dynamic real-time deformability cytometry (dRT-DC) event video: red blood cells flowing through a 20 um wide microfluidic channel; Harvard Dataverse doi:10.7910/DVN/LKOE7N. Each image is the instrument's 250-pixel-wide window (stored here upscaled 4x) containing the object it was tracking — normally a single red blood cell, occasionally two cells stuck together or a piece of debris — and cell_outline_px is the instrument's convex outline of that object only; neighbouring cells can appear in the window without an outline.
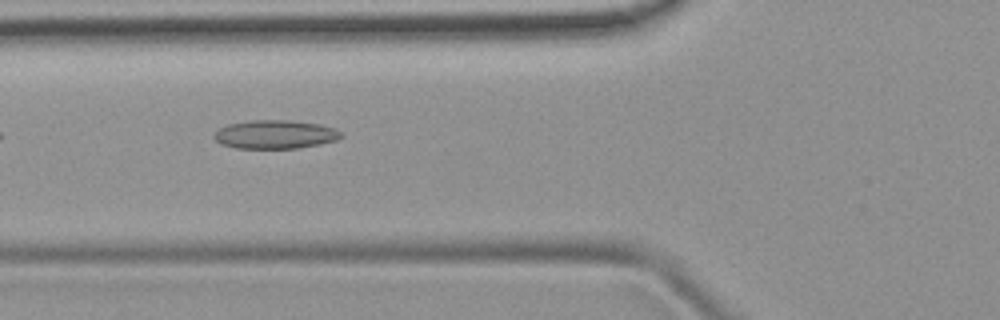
{"species": "common noctule bat (a hibernating species)", "species_latin": "Nyctalus noctula", "temperature_condition": "room temperature", "stored_images_in_passage": 8, "camera_frame_rate_fps": 3000, "um_per_image_px": 0.085, "animal": {"sex": "female", "body_mass_g": 19.9}, "frame": {"image": 1, "passage_image": 5, "time_ms": 4.667, "image_size_px": [1000, 320], "cell_outline_px": [[344, 136], [336, 140], [320, 144], [296, 148], [236, 148], [220, 144], [212, 136], [220, 128], [228, 124], [248, 120], [292, 120], [320, 124], [336, 128]], "centroid_in_image_um": [23.39, 11.42], "position_along_channel_um": 102.4, "area_um2": 21.27}}
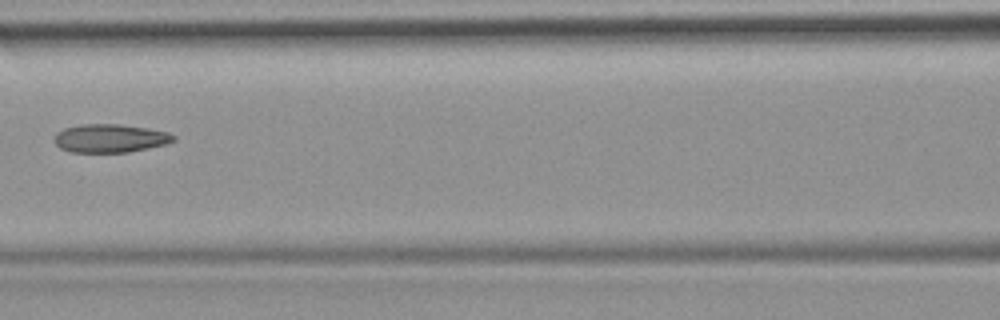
{"frame": {"image": 2, "passage_image": 6, "time_ms": 6.0, "image_size_px": [1000, 320], "cell_outline_px": [[176, 140], [168, 144], [128, 152], [72, 152], [60, 148], [52, 140], [56, 132], [64, 128], [84, 124], [120, 124], [148, 128], [168, 132], [176, 136]], "centroid_in_image_um": [9.37, 11.75], "position_along_channel_um": 157.2, "area_um2": 19.88}}
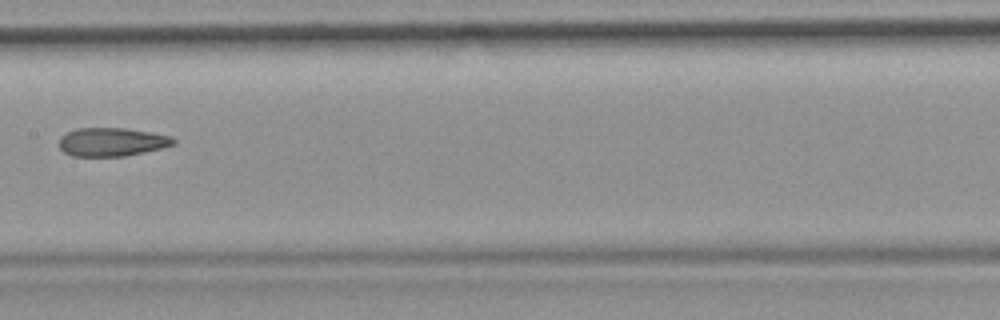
{"frame": {"image": 3, "passage_image": 7, "time_ms": 7.0, "image_size_px": [1000, 320], "cell_outline_px": [[176, 144], [144, 152], [124, 156], [72, 156], [64, 152], [60, 148], [60, 136], [76, 128], [124, 128], [152, 132], [172, 136], [176, 140]], "centroid_in_image_um": [9.52, 12.06], "position_along_channel_um": 197.9, "area_um2": 19.02}}